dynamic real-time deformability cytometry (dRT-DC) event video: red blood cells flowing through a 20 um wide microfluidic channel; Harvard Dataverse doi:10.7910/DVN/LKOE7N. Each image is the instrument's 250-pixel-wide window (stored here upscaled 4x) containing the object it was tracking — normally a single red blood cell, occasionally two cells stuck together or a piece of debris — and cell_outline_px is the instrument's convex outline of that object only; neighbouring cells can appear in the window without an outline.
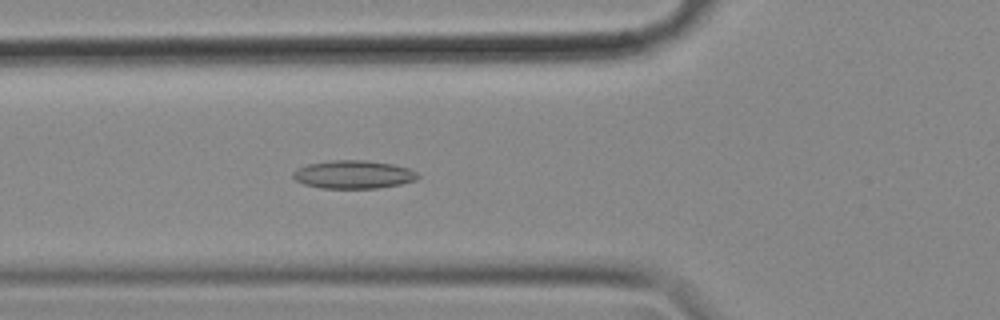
{"species": "common noctule bat (a hibernating species)", "species_latin": "Nyctalus noctula", "temperature_condition": "cold", "stored_images_in_passage": 18, "camera_frame_rate_fps": 3000, "um_per_image_px": 0.085, "animal": {"sex": "female", "body_mass_g": 18.4}, "frame": {"image": 1, "passage_image": 8, "time_ms": 2.333, "image_size_px": [1000, 320], "cell_outline_px": [[420, 176], [416, 180], [400, 184], [376, 188], [324, 188], [304, 184], [296, 180], [292, 176], [292, 172], [296, 168], [308, 164], [332, 160], [364, 160], [392, 164], [408, 168], [416, 172]], "centroid_in_image_um": [30.03, 14.83], "position_along_channel_um": 95.8, "area_um2": 20.4}}
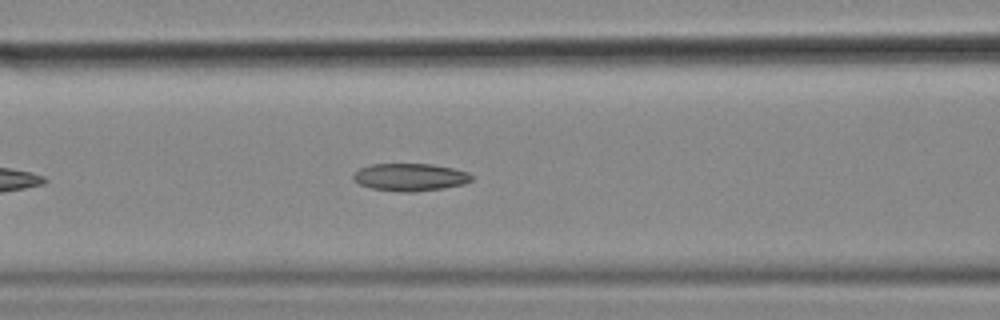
{"frame": {"image": 2, "passage_image": 11, "time_ms": 3.333, "image_size_px": [1000, 320], "cell_outline_px": [[472, 180], [464, 184], [440, 188], [412, 192], [408, 192], [372, 188], [360, 184], [352, 176], [360, 168], [372, 164], [432, 164], [452, 168], [468, 172], [472, 176]], "centroid_in_image_um": [34.88, 15.04], "position_along_channel_um": 131.7, "area_um2": 18.61}}